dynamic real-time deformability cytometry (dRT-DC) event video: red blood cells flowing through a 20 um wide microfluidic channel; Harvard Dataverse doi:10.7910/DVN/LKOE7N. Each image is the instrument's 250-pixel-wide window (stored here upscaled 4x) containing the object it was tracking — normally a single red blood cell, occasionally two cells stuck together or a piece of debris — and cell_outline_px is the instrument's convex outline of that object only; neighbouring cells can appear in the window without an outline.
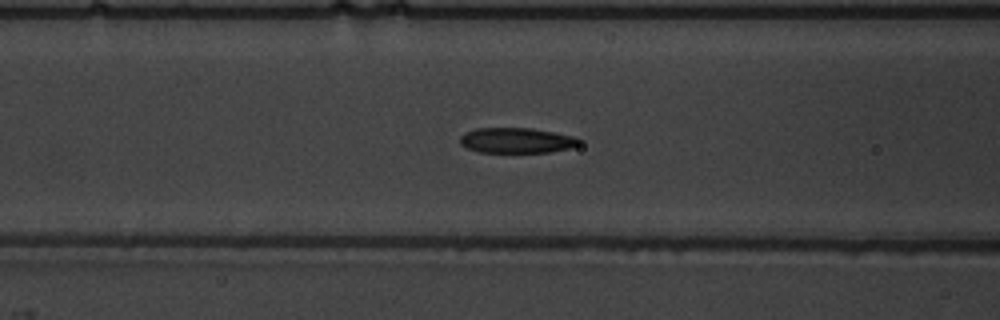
{"species": "common noctule bat (a hibernating species)", "species_latin": "Nyctalus noctula", "temperature_condition": "warm", "stored_images_in_passage": 56, "camera_frame_rate_fps": 3000, "um_per_image_px": 0.085, "animal": {"sex": "male", "body_mass_g": 19.5, "forearm_length_mm": 54.6}, "frame": {"image": 1, "passage_image": 24, "time_ms": 7.667, "image_size_px": [1000, 320], "cell_outline_px": [[580, 144], [572, 148], [548, 152], [480, 152], [468, 148], [460, 144], [460, 136], [476, 128], [532, 128], [576, 136], [580, 140]], "centroid_in_image_um": [43.95, 11.93], "position_along_channel_um": 122.6, "area_um2": 17.57}}
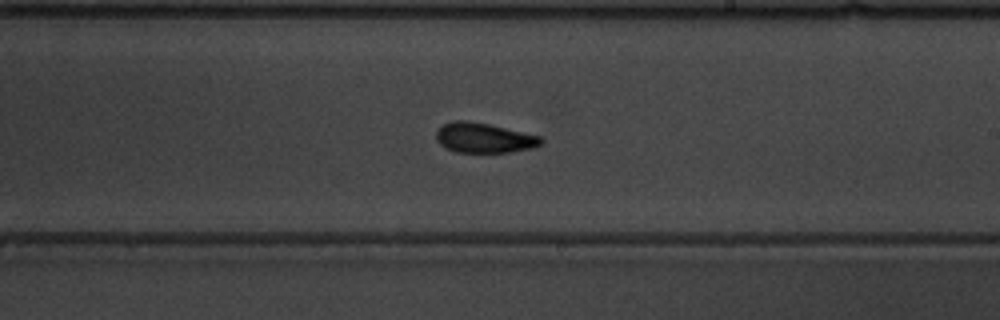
{"frame": {"image": 2, "passage_image": 34, "time_ms": 11.0, "image_size_px": [1000, 320], "cell_outline_px": [[544, 144], [532, 148], [512, 152], [456, 152], [440, 144], [436, 140], [436, 132], [444, 124], [452, 120], [468, 120], [488, 124], [540, 136], [544, 140]], "centroid_in_image_um": [41.16, 11.72], "position_along_channel_um": 247.8, "area_um2": 18.26}}
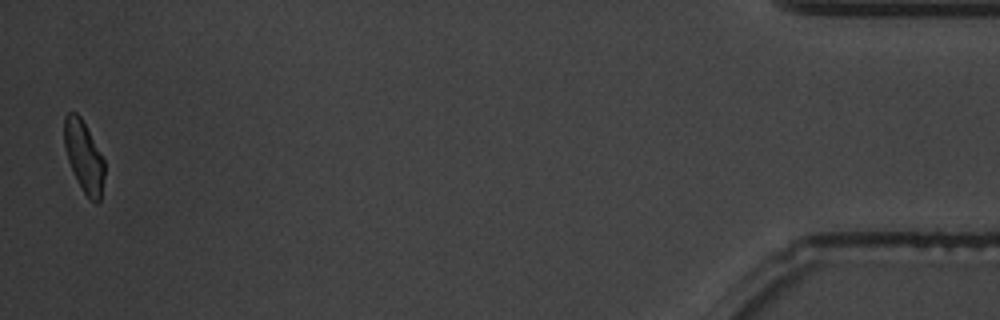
{"frame": {"image": 3, "passage_image": 55, "time_ms": 18.0, "image_size_px": [1000, 320], "cell_outline_px": [[104, 176], [100, 200], [96, 204], [84, 192], [68, 160], [64, 148], [64, 116], [68, 112], [76, 112], [80, 116], [104, 160]], "centroid_in_image_um": [7.12, 13.27], "position_along_channel_um": 428.1, "area_um2": 16.24}, "authors_computed_cell_mechanics": {"area_um2": 17.8313, "velocity_mm_per_s": 3.7606, "shape_relaxation_time_tau1_ms": 3.2091, "shape_relaxation_time_tau2_ms": 2.0446, "deformation_change_tau1": 0.1446, "deformation_change_tau2": 0.065}}